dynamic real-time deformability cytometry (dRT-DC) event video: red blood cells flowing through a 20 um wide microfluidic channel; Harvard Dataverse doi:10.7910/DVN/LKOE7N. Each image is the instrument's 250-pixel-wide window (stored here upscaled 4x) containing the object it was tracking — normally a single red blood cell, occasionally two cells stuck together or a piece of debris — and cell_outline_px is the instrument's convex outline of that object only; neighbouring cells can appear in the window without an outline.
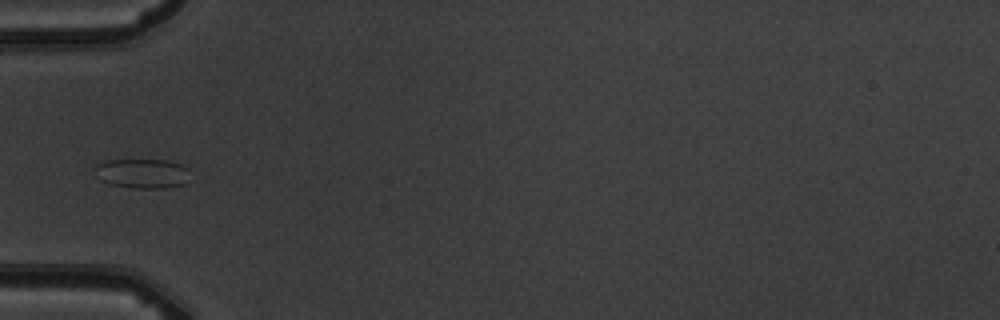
{"species": "common noctule bat (a hibernating species)", "species_latin": "Nyctalus noctula", "temperature_condition": "warm", "stored_images_in_passage": 9, "camera_frame_rate_fps": 3000, "um_per_image_px": 0.085, "animal": {"sex": "male", "body_mass_g": 19.5, "forearm_length_mm": 54.6}, "frame": {"image": 1, "passage_image": 6, "time_ms": 6.667, "image_size_px": [1000, 320], "cell_outline_px": [[188, 184], [168, 188], [132, 188], [108, 184], [100, 180], [96, 176], [96, 164], [108, 160], [164, 160], [180, 164], [188, 168]], "centroid_in_image_um": [12.11, 14.76], "position_along_channel_um": 72.9, "area_um2": 16.59}}
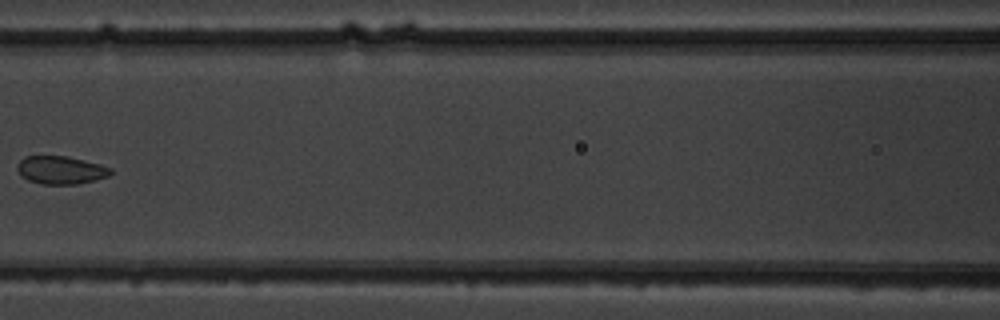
{"frame": {"image": 2, "passage_image": 8, "time_ms": 9.0, "image_size_px": [1000, 320], "cell_outline_px": [[112, 172], [108, 176], [76, 184], [40, 184], [28, 180], [20, 176], [16, 168], [20, 160], [24, 156], [68, 156], [100, 164], [112, 168]], "centroid_in_image_um": [5.13, 14.45], "position_along_channel_um": 161.5, "area_um2": 15.26}}
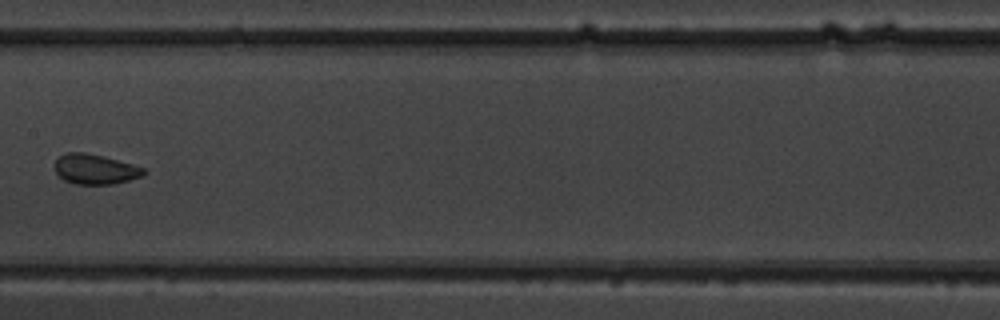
{"frame": {"image": 3, "passage_image": 9, "time_ms": 10.0, "image_size_px": [1000, 320], "cell_outline_px": [[148, 172], [140, 176], [128, 180], [112, 184], [76, 184], [64, 180], [52, 168], [56, 160], [60, 156], [68, 152], [84, 152], [104, 156], [132, 164], [144, 168]], "centroid_in_image_um": [8.06, 14.37], "position_along_channel_um": 199.3, "area_um2": 15.55}}